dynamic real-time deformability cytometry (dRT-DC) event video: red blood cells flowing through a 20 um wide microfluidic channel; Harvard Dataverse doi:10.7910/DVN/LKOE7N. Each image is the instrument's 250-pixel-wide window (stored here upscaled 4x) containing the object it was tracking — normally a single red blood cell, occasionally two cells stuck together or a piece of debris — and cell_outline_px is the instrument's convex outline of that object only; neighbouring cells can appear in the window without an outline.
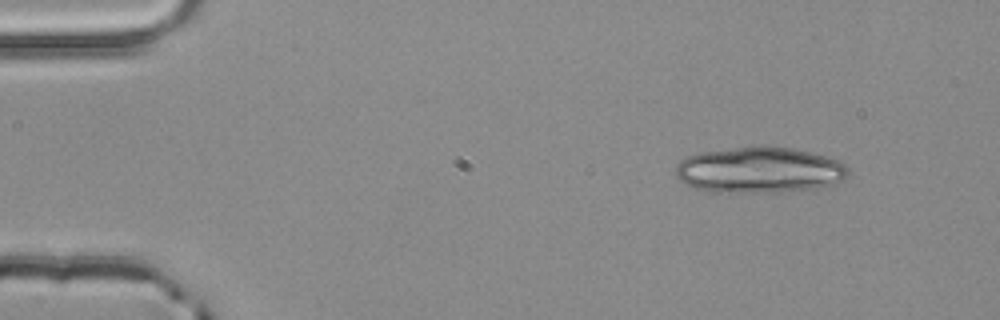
{"species": "common noctule bat (a hibernating species)", "species_latin": "Nyctalus noctula", "temperature_condition": "room temperature", "stored_images_in_passage": 4, "segment_of_instrument_passage": [1, 2], "camera_frame_rate_fps": 3000, "um_per_image_px": 0.085, "animal": {"sex": "male", "body_mass_g": 20.4}, "frame": {"image": 1, "passage_image": 1, "time_ms": 0.0, "image_size_px": [1000, 320], "cell_outline_px": [[848, 172], [840, 180], [832, 184], [816, 188], [780, 192], [716, 192], [696, 188], [680, 180], [676, 176], [676, 164], [680, 160], [688, 156], [700, 152], [752, 144], [792, 148], [812, 152], [836, 160], [844, 164], [848, 168]], "centroid_in_image_um": [64.51, 14.42], "position_along_channel_um": 20.5, "area_um2": 46.41}}